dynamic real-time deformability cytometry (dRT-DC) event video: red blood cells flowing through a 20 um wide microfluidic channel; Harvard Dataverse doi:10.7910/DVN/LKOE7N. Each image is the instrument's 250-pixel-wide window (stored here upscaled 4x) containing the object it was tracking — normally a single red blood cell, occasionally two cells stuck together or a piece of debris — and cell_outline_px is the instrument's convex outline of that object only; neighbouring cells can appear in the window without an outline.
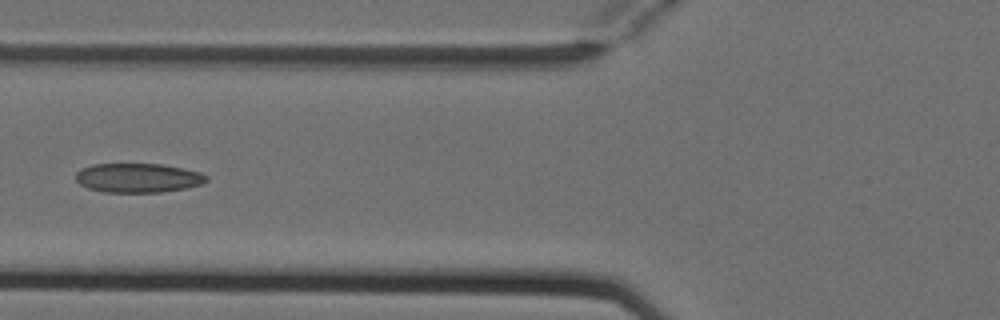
{"species": "Egyptian fruit bat (a non-hibernating species)", "species_latin": "Rousettus aegyptiacus", "temperature_condition": "cold", "stored_images_in_passage": 6, "camera_frame_rate_fps": 3000, "um_per_image_px": 0.085, "animal": {"sex": "female"}, "frame": {"image": 1, "passage_image": 6, "time_ms": 1.667, "image_size_px": [1000, 320], "cell_outline_px": [[208, 180], [204, 184], [188, 188], [160, 192], [104, 192], [88, 188], [80, 184], [76, 180], [76, 172], [80, 168], [92, 164], [160, 164], [200, 172], [208, 176]], "centroid_in_image_um": [11.74, 15.12], "position_along_channel_um": 114.1, "area_um2": 22.37}}